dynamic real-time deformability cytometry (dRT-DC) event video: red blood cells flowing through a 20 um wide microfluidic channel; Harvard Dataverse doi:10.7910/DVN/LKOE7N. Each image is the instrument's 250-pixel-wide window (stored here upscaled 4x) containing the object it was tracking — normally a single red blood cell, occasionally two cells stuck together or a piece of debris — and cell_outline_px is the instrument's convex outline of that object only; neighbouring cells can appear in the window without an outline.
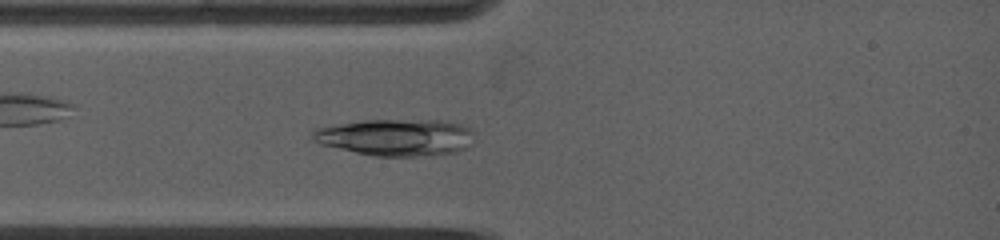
{"species": "common noctule bat (a hibernating species)", "species_latin": "Nyctalus noctula", "temperature_condition": "warm", "stored_images_in_passage": 3, "camera_frame_rate_fps": 5000, "um_per_image_px": 0.085, "animal": {"sex": "female", "body_mass_g": 19.0, "forearm_length_mm": 53.3}, "frame": {"image": 1, "passage_image": 3, "time_ms": 1.4, "image_size_px": [1000, 240], "cell_outline_px": [[472, 132], [468, 148], [456, 152], [412, 156], [372, 156], [320, 144], [312, 140], [308, 136], [312, 128], [336, 124], [364, 120], [440, 120], [460, 124], [468, 128]], "centroid_in_image_um": [33.55, 11.66], "position_along_channel_um": 51.5, "area_um2": 34.74}}